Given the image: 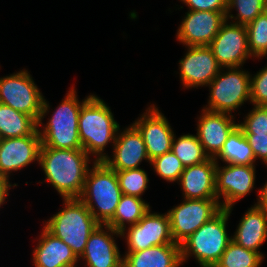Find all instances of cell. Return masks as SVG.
Instances as JSON below:
<instances>
[{"instance_id":"4fadbf2b","label":"cell","mask_w":267,"mask_h":267,"mask_svg":"<svg viewBox=\"0 0 267 267\" xmlns=\"http://www.w3.org/2000/svg\"><path fill=\"white\" fill-rule=\"evenodd\" d=\"M176 30L179 43L187 46H208L226 21V12L188 10Z\"/></svg>"},{"instance_id":"8fae6325","label":"cell","mask_w":267,"mask_h":267,"mask_svg":"<svg viewBox=\"0 0 267 267\" xmlns=\"http://www.w3.org/2000/svg\"><path fill=\"white\" fill-rule=\"evenodd\" d=\"M208 47L219 66L224 69L241 68L246 60L253 58L248 48L247 27L230 20L222 24Z\"/></svg>"},{"instance_id":"836d02e7","label":"cell","mask_w":267,"mask_h":267,"mask_svg":"<svg viewBox=\"0 0 267 267\" xmlns=\"http://www.w3.org/2000/svg\"><path fill=\"white\" fill-rule=\"evenodd\" d=\"M250 75V99L252 105L267 106V65L255 75Z\"/></svg>"},{"instance_id":"6da1fadb","label":"cell","mask_w":267,"mask_h":267,"mask_svg":"<svg viewBox=\"0 0 267 267\" xmlns=\"http://www.w3.org/2000/svg\"><path fill=\"white\" fill-rule=\"evenodd\" d=\"M92 163L83 149H56L41 146L39 166L47 181L62 199L79 198Z\"/></svg>"},{"instance_id":"ffe728a7","label":"cell","mask_w":267,"mask_h":267,"mask_svg":"<svg viewBox=\"0 0 267 267\" xmlns=\"http://www.w3.org/2000/svg\"><path fill=\"white\" fill-rule=\"evenodd\" d=\"M214 158L184 168L178 181L183 199H217Z\"/></svg>"},{"instance_id":"9a60e30c","label":"cell","mask_w":267,"mask_h":267,"mask_svg":"<svg viewBox=\"0 0 267 267\" xmlns=\"http://www.w3.org/2000/svg\"><path fill=\"white\" fill-rule=\"evenodd\" d=\"M179 60V77L183 88L207 87L221 67L208 46H187Z\"/></svg>"},{"instance_id":"4316f807","label":"cell","mask_w":267,"mask_h":267,"mask_svg":"<svg viewBox=\"0 0 267 267\" xmlns=\"http://www.w3.org/2000/svg\"><path fill=\"white\" fill-rule=\"evenodd\" d=\"M171 152L181 161L185 167L202 163L209 159L197 135L184 134L176 139L174 135Z\"/></svg>"},{"instance_id":"1f68e13d","label":"cell","mask_w":267,"mask_h":267,"mask_svg":"<svg viewBox=\"0 0 267 267\" xmlns=\"http://www.w3.org/2000/svg\"><path fill=\"white\" fill-rule=\"evenodd\" d=\"M155 173L166 182H178L184 171V166L173 152H167L151 160Z\"/></svg>"},{"instance_id":"f1b7e54d","label":"cell","mask_w":267,"mask_h":267,"mask_svg":"<svg viewBox=\"0 0 267 267\" xmlns=\"http://www.w3.org/2000/svg\"><path fill=\"white\" fill-rule=\"evenodd\" d=\"M233 9L237 11L236 16L231 14ZM266 10L267 5L263 0H228L226 20L231 19L234 24L247 26Z\"/></svg>"},{"instance_id":"2e32d148","label":"cell","mask_w":267,"mask_h":267,"mask_svg":"<svg viewBox=\"0 0 267 267\" xmlns=\"http://www.w3.org/2000/svg\"><path fill=\"white\" fill-rule=\"evenodd\" d=\"M117 236L121 238V233L106 224H99L88 238L79 261L84 260L85 267H123Z\"/></svg>"},{"instance_id":"83f0119b","label":"cell","mask_w":267,"mask_h":267,"mask_svg":"<svg viewBox=\"0 0 267 267\" xmlns=\"http://www.w3.org/2000/svg\"><path fill=\"white\" fill-rule=\"evenodd\" d=\"M264 257L231 240L214 267H260Z\"/></svg>"},{"instance_id":"7a4b0ae2","label":"cell","mask_w":267,"mask_h":267,"mask_svg":"<svg viewBox=\"0 0 267 267\" xmlns=\"http://www.w3.org/2000/svg\"><path fill=\"white\" fill-rule=\"evenodd\" d=\"M119 127L110 107L94 93L82 104L79 138L82 149L95 161H104L109 156L104 151L109 143H115Z\"/></svg>"},{"instance_id":"ac0fdd59","label":"cell","mask_w":267,"mask_h":267,"mask_svg":"<svg viewBox=\"0 0 267 267\" xmlns=\"http://www.w3.org/2000/svg\"><path fill=\"white\" fill-rule=\"evenodd\" d=\"M41 146L40 135L0 139V176L9 179L12 172L39 163Z\"/></svg>"},{"instance_id":"5bb4252c","label":"cell","mask_w":267,"mask_h":267,"mask_svg":"<svg viewBox=\"0 0 267 267\" xmlns=\"http://www.w3.org/2000/svg\"><path fill=\"white\" fill-rule=\"evenodd\" d=\"M132 124L143 137L150 161L171 151L173 128L155 104H151Z\"/></svg>"},{"instance_id":"277c9868","label":"cell","mask_w":267,"mask_h":267,"mask_svg":"<svg viewBox=\"0 0 267 267\" xmlns=\"http://www.w3.org/2000/svg\"><path fill=\"white\" fill-rule=\"evenodd\" d=\"M77 96L76 89L72 86L56 107L57 109L53 111L51 118H48V122L44 124L38 121V133L42 146L56 149H82L78 132L79 116L82 104L91 95L86 96L82 101Z\"/></svg>"},{"instance_id":"8d00e7d4","label":"cell","mask_w":267,"mask_h":267,"mask_svg":"<svg viewBox=\"0 0 267 267\" xmlns=\"http://www.w3.org/2000/svg\"><path fill=\"white\" fill-rule=\"evenodd\" d=\"M17 184L10 183L8 178L0 176V208L5 204L7 197L9 196V191L13 187H17Z\"/></svg>"},{"instance_id":"603a6c76","label":"cell","mask_w":267,"mask_h":267,"mask_svg":"<svg viewBox=\"0 0 267 267\" xmlns=\"http://www.w3.org/2000/svg\"><path fill=\"white\" fill-rule=\"evenodd\" d=\"M124 254H122L123 267H180L183 265L180 244L157 245Z\"/></svg>"},{"instance_id":"484cf974","label":"cell","mask_w":267,"mask_h":267,"mask_svg":"<svg viewBox=\"0 0 267 267\" xmlns=\"http://www.w3.org/2000/svg\"><path fill=\"white\" fill-rule=\"evenodd\" d=\"M219 159L225 164L255 165L256 159L251 146L239 127L230 134L214 161L219 163Z\"/></svg>"},{"instance_id":"d6a6232c","label":"cell","mask_w":267,"mask_h":267,"mask_svg":"<svg viewBox=\"0 0 267 267\" xmlns=\"http://www.w3.org/2000/svg\"><path fill=\"white\" fill-rule=\"evenodd\" d=\"M238 127L244 134H267V106L254 105Z\"/></svg>"},{"instance_id":"7402d4cb","label":"cell","mask_w":267,"mask_h":267,"mask_svg":"<svg viewBox=\"0 0 267 267\" xmlns=\"http://www.w3.org/2000/svg\"><path fill=\"white\" fill-rule=\"evenodd\" d=\"M232 240L246 249L261 253L264 257L259 249L267 240V211L255 204L247 209L232 235Z\"/></svg>"},{"instance_id":"7c38bea8","label":"cell","mask_w":267,"mask_h":267,"mask_svg":"<svg viewBox=\"0 0 267 267\" xmlns=\"http://www.w3.org/2000/svg\"><path fill=\"white\" fill-rule=\"evenodd\" d=\"M216 166V194L222 208H230L255 187L256 165L226 164Z\"/></svg>"},{"instance_id":"f546056e","label":"cell","mask_w":267,"mask_h":267,"mask_svg":"<svg viewBox=\"0 0 267 267\" xmlns=\"http://www.w3.org/2000/svg\"><path fill=\"white\" fill-rule=\"evenodd\" d=\"M248 48L251 56L267 59V10L257 16L247 26Z\"/></svg>"},{"instance_id":"8992f818","label":"cell","mask_w":267,"mask_h":267,"mask_svg":"<svg viewBox=\"0 0 267 267\" xmlns=\"http://www.w3.org/2000/svg\"><path fill=\"white\" fill-rule=\"evenodd\" d=\"M92 161L79 199L100 224H106L113 217L123 194L116 171L104 161Z\"/></svg>"},{"instance_id":"cb8c5ba5","label":"cell","mask_w":267,"mask_h":267,"mask_svg":"<svg viewBox=\"0 0 267 267\" xmlns=\"http://www.w3.org/2000/svg\"><path fill=\"white\" fill-rule=\"evenodd\" d=\"M39 135L38 122L31 116L0 103V139Z\"/></svg>"},{"instance_id":"d590c367","label":"cell","mask_w":267,"mask_h":267,"mask_svg":"<svg viewBox=\"0 0 267 267\" xmlns=\"http://www.w3.org/2000/svg\"><path fill=\"white\" fill-rule=\"evenodd\" d=\"M255 159L267 166V134H244Z\"/></svg>"},{"instance_id":"74e56055","label":"cell","mask_w":267,"mask_h":267,"mask_svg":"<svg viewBox=\"0 0 267 267\" xmlns=\"http://www.w3.org/2000/svg\"><path fill=\"white\" fill-rule=\"evenodd\" d=\"M257 195V202L255 205L267 211V181L264 186L258 190Z\"/></svg>"},{"instance_id":"52a82bcc","label":"cell","mask_w":267,"mask_h":267,"mask_svg":"<svg viewBox=\"0 0 267 267\" xmlns=\"http://www.w3.org/2000/svg\"><path fill=\"white\" fill-rule=\"evenodd\" d=\"M0 103L33 117L37 122L43 121L50 112L49 102L25 69L0 77Z\"/></svg>"},{"instance_id":"9c48e42d","label":"cell","mask_w":267,"mask_h":267,"mask_svg":"<svg viewBox=\"0 0 267 267\" xmlns=\"http://www.w3.org/2000/svg\"><path fill=\"white\" fill-rule=\"evenodd\" d=\"M221 209L218 199H184L167 212L173 241L181 244Z\"/></svg>"},{"instance_id":"e0dca14e","label":"cell","mask_w":267,"mask_h":267,"mask_svg":"<svg viewBox=\"0 0 267 267\" xmlns=\"http://www.w3.org/2000/svg\"><path fill=\"white\" fill-rule=\"evenodd\" d=\"M112 156L104 159V162L115 171L140 168V163L150 160L141 133L133 125H129L123 131L120 127L117 131L115 143L112 144Z\"/></svg>"},{"instance_id":"e575fe53","label":"cell","mask_w":267,"mask_h":267,"mask_svg":"<svg viewBox=\"0 0 267 267\" xmlns=\"http://www.w3.org/2000/svg\"><path fill=\"white\" fill-rule=\"evenodd\" d=\"M189 10L226 12L228 0H180Z\"/></svg>"},{"instance_id":"d4e9b609","label":"cell","mask_w":267,"mask_h":267,"mask_svg":"<svg viewBox=\"0 0 267 267\" xmlns=\"http://www.w3.org/2000/svg\"><path fill=\"white\" fill-rule=\"evenodd\" d=\"M150 209V205L142 198L123 194L113 217L106 225L112 227L115 231L121 232L127 226L138 223Z\"/></svg>"},{"instance_id":"d6986e66","label":"cell","mask_w":267,"mask_h":267,"mask_svg":"<svg viewBox=\"0 0 267 267\" xmlns=\"http://www.w3.org/2000/svg\"><path fill=\"white\" fill-rule=\"evenodd\" d=\"M201 113L196 135L209 158H215L238 123L229 113L211 112L203 108Z\"/></svg>"},{"instance_id":"ba28073f","label":"cell","mask_w":267,"mask_h":267,"mask_svg":"<svg viewBox=\"0 0 267 267\" xmlns=\"http://www.w3.org/2000/svg\"><path fill=\"white\" fill-rule=\"evenodd\" d=\"M236 68H221L209 83L208 105L203 109L211 112L229 113L238 110L245 102H250V72Z\"/></svg>"},{"instance_id":"30bf717a","label":"cell","mask_w":267,"mask_h":267,"mask_svg":"<svg viewBox=\"0 0 267 267\" xmlns=\"http://www.w3.org/2000/svg\"><path fill=\"white\" fill-rule=\"evenodd\" d=\"M121 231L127 245L126 252H137L152 246L178 244L173 241L167 212L161 214L149 210L135 225Z\"/></svg>"},{"instance_id":"4dcf8cb0","label":"cell","mask_w":267,"mask_h":267,"mask_svg":"<svg viewBox=\"0 0 267 267\" xmlns=\"http://www.w3.org/2000/svg\"><path fill=\"white\" fill-rule=\"evenodd\" d=\"M122 194L142 198L148 189L149 178L143 168L116 171Z\"/></svg>"},{"instance_id":"5b68a950","label":"cell","mask_w":267,"mask_h":267,"mask_svg":"<svg viewBox=\"0 0 267 267\" xmlns=\"http://www.w3.org/2000/svg\"><path fill=\"white\" fill-rule=\"evenodd\" d=\"M64 208L44 221V228L66 243L79 258L100 224L79 198L62 199Z\"/></svg>"},{"instance_id":"3957f363","label":"cell","mask_w":267,"mask_h":267,"mask_svg":"<svg viewBox=\"0 0 267 267\" xmlns=\"http://www.w3.org/2000/svg\"><path fill=\"white\" fill-rule=\"evenodd\" d=\"M232 211L233 206L222 208L180 244L182 264L191 256L200 267H214L219 262L232 240L227 232V221Z\"/></svg>"},{"instance_id":"44dd1931","label":"cell","mask_w":267,"mask_h":267,"mask_svg":"<svg viewBox=\"0 0 267 267\" xmlns=\"http://www.w3.org/2000/svg\"><path fill=\"white\" fill-rule=\"evenodd\" d=\"M33 250L34 267H76L79 258L61 239L53 236L44 227Z\"/></svg>"}]
</instances>
